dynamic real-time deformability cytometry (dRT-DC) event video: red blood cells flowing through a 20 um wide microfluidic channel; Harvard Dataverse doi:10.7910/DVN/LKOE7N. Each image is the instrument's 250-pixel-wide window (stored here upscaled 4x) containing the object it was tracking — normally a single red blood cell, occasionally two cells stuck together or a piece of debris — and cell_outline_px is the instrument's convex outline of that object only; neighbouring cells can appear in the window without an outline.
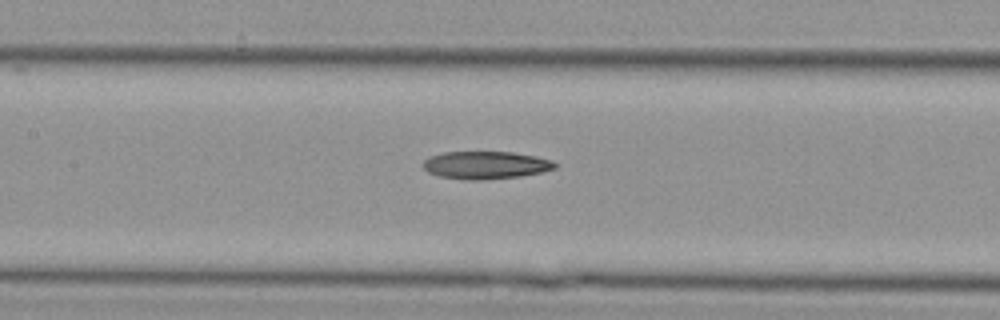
{"species": "Egyptian fruit bat (a non-hibernating species)", "species_latin": "Rousettus aegyptiacus", "temperature_condition": "cold", "stored_images_in_passage": 11, "camera_frame_rate_fps": 3000, "um_per_image_px": 0.085, "animal": {"sex": "female"}, "frame": {"image": 1, "passage_image": 10, "time_ms": 3.0, "image_size_px": [1000, 320], "cell_outline_px": [[556, 168], [540, 172], [520, 176], [484, 180], [464, 180], [440, 176], [428, 172], [424, 168], [424, 160], [432, 156], [444, 152], [512, 152], [536, 156], [552, 160], [556, 164]], "centroid_in_image_um": [41.29, 14.04], "position_along_channel_um": 166.1, "area_um2": 21.15}}